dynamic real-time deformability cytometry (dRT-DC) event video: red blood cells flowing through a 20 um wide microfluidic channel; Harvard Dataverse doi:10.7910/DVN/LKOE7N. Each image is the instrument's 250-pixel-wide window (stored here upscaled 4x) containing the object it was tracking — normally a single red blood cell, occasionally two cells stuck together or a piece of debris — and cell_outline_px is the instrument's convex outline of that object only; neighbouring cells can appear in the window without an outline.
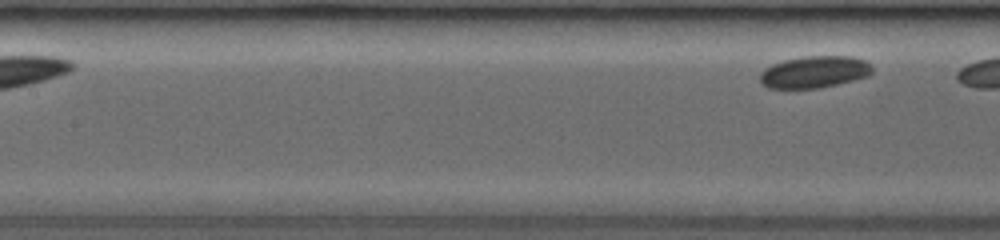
{"species": "common noctule bat (a hibernating species)", "species_latin": "Nyctalus noctula", "temperature_condition": "room temperature", "stored_images_in_passage": 11, "segment_of_instrument_passage": [2, 2], "camera_frame_rate_fps": 3000, "um_per_image_px": 0.085, "animal": {"sex": "female", "body_mass_g": 19.0, "forearm_length_mm": 53.3}, "frame": {"image": 1, "passage_image": 11, "time_ms": 4.333, "image_size_px": [1000, 240], "cell_outline_px": [[872, 72], [868, 76], [820, 88], [768, 88], [760, 84], [760, 72], [764, 68], [772, 64], [784, 60], [804, 56], [852, 56], [864, 60], [872, 64]], "centroid_in_image_um": [69.2, 6.11], "position_along_channel_um": 138.2, "area_um2": 20.98}}